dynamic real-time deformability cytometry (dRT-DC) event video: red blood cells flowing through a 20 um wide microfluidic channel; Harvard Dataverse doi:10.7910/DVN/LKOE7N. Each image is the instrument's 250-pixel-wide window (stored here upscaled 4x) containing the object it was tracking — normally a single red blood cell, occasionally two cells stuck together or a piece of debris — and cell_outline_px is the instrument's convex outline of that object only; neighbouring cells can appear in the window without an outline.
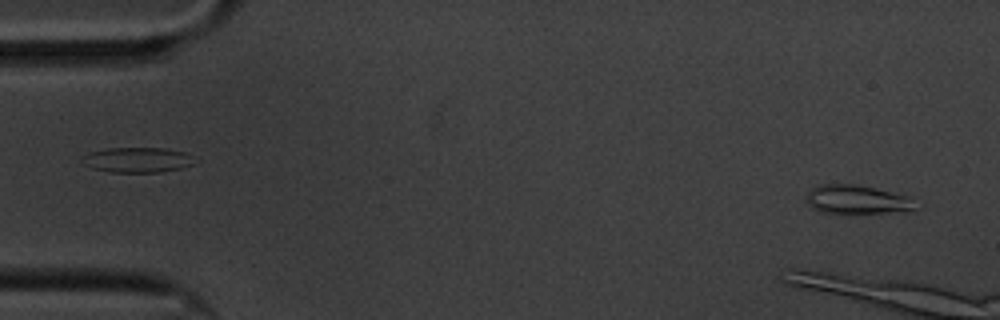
{"species": "common noctule bat (a hibernating species)", "species_latin": "Nyctalus noctula", "temperature_condition": "cold", "stored_images_in_passage": 12, "camera_frame_rate_fps": 3000, "um_per_image_px": 0.085, "animal": {"sex": "male", "body_mass_g": 20.1, "forearm_length_mm": 53.5}, "frame": {"image": 1, "passage_image": 1, "time_ms": 0.0, "image_size_px": [1000, 320], "cell_outline_px": [[924, 204], [920, 208], [912, 212], [820, 212], [812, 208], [804, 200], [804, 196], [816, 184], [856, 184], [908, 196]], "centroid_in_image_um": [72.93, 16.96], "position_along_channel_um": 12.1, "area_um2": 18.79}}